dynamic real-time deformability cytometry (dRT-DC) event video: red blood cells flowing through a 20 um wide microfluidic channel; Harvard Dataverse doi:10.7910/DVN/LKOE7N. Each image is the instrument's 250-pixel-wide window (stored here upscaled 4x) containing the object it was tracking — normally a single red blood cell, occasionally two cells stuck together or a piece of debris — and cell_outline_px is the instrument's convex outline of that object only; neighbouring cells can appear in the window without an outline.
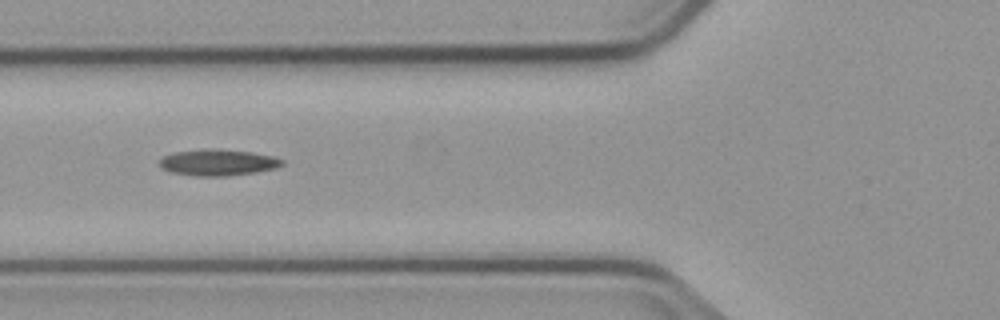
{"species": "common noctule bat (a hibernating species)", "species_latin": "Nyctalus noctula", "temperature_condition": "cold", "stored_images_in_passage": 3, "camera_frame_rate_fps": 3000, "um_per_image_px": 0.085, "animal": {"sex": "male", "body_mass_g": 23.1, "forearm_length_mm": 52.7}, "frame": {"image": 1, "passage_image": 3, "time_ms": 2.667, "image_size_px": [1000, 320], "cell_outline_px": [[284, 164], [276, 168], [256, 172], [228, 176], [196, 176], [172, 172], [160, 168], [160, 160], [164, 156], [176, 152], [252, 152], [272, 156], [284, 160]], "centroid_in_image_um": [18.58, 13.88], "position_along_channel_um": 107.2, "area_um2": 17.63}}